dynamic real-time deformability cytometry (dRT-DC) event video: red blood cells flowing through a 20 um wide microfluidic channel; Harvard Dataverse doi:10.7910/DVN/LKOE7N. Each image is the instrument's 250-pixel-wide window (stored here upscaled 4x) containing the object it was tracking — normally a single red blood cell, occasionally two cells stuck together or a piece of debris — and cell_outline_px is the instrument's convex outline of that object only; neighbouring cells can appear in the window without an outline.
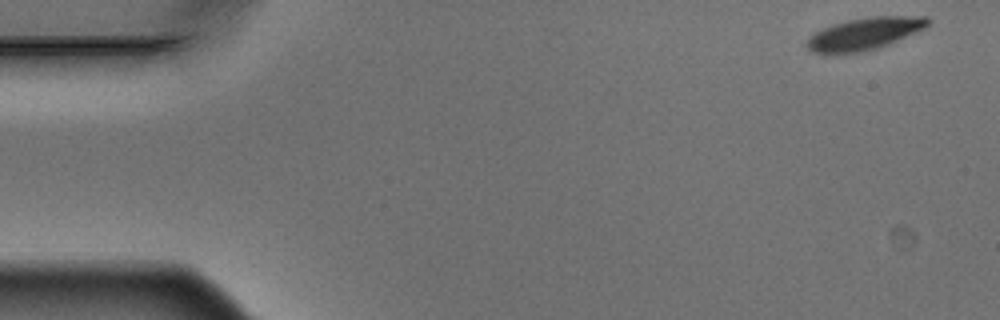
{"species": "Egyptian fruit bat (a non-hibernating species)", "species_latin": "Rousettus aegyptiacus", "temperature_condition": "warm", "stored_images_in_passage": 13, "camera_frame_rate_fps": 3000, "um_per_image_px": 0.085, "animal": {"sex": "male"}, "frame": {"image": 1, "passage_image": 1, "time_ms": 0.0, "image_size_px": [1000, 320], "cell_outline_px": [[928, 24], [924, 28], [880, 48], [860, 52], [836, 56], [824, 56], [812, 52], [804, 44], [812, 32], [832, 24], [848, 20], [872, 16], [928, 16]], "centroid_in_image_um": [73.35, 2.91], "position_along_channel_um": 11.6, "area_um2": 23.35}}
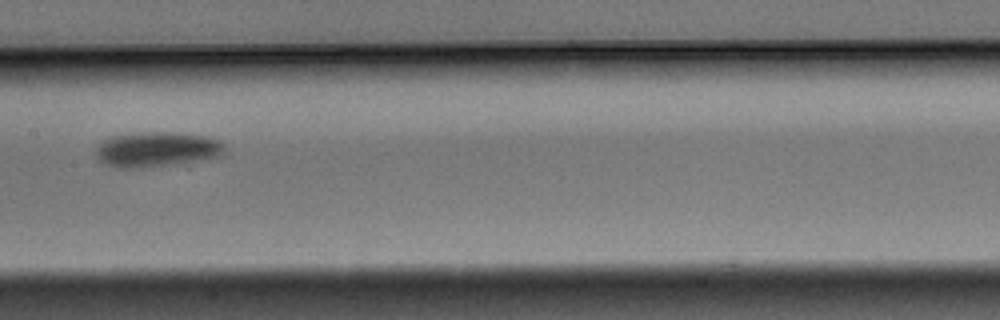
{"frame": {"image": 2, "passage_image": 7, "time_ms": 2.0, "image_size_px": [1000, 320], "cell_outline_px": [[224, 152], [220, 156], [172, 164], [132, 168], [120, 168], [104, 164], [96, 156], [96, 148], [100, 140], [112, 136], [144, 132], [172, 132], [208, 136], [220, 140], [224, 144]], "centroid_in_image_um": [13.3, 12.68], "position_along_channel_um": 194.1, "area_um2": 26.18}}
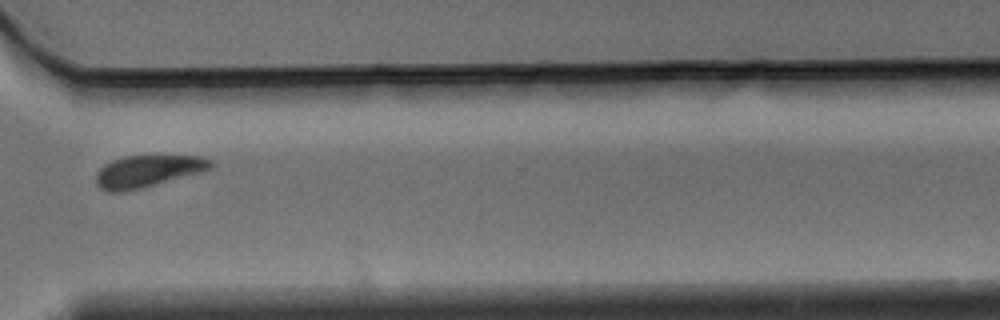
{"frame": {"image": 3, "passage_image": 11, "time_ms": 3.333, "image_size_px": [1000, 320], "cell_outline_px": [[212, 168], [204, 172], [124, 192], [108, 192], [100, 188], [96, 184], [96, 172], [104, 164], [112, 160], [124, 156], [200, 156], [212, 160]], "centroid_in_image_um": [12.55, 14.55], "position_along_channel_um": 358.1, "area_um2": 21.44}}